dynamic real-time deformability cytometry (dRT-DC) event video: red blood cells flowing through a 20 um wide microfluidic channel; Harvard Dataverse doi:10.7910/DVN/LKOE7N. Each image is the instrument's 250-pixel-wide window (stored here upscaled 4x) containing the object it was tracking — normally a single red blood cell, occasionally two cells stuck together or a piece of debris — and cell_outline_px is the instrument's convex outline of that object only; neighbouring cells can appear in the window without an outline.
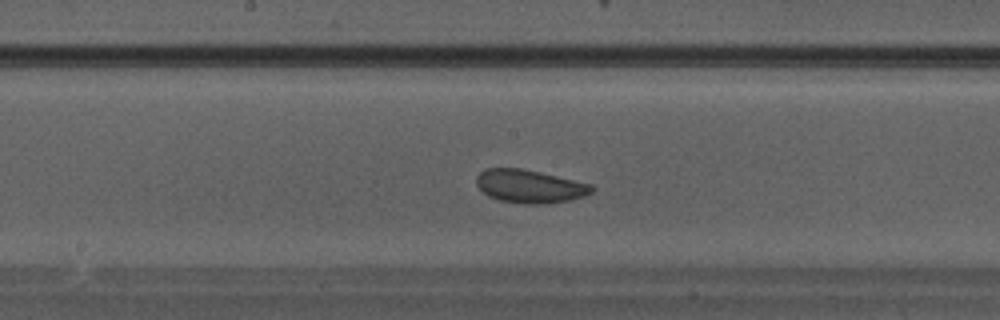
{"species": "Egyptian fruit bat (a non-hibernating species)", "species_latin": "Rousettus aegyptiacus", "temperature_condition": "warm", "stored_images_in_passage": 31, "camera_frame_rate_fps": 3000, "um_per_image_px": 0.085, "animal": {"sex": "male"}, "frame": {"image": 1, "passage_image": 14, "time_ms": 4.333, "image_size_px": [1000, 320], "cell_outline_px": [[596, 188], [592, 192], [584, 196], [572, 200], [544, 204], [524, 204], [500, 200], [488, 196], [476, 184], [476, 176], [480, 172], [488, 168], [520, 168], [540, 172], [592, 184]], "centroid_in_image_um": [45.05, 15.84], "position_along_channel_um": 203.1, "area_um2": 22.37}}
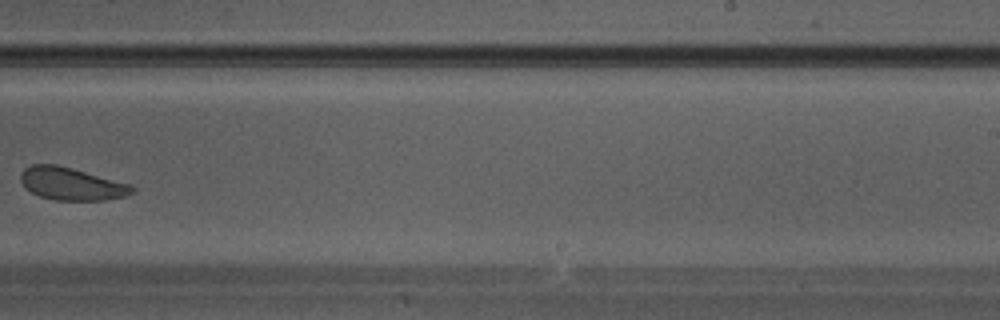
{"frame": {"image": 2, "passage_image": 18, "time_ms": 5.667, "image_size_px": [1000, 320], "cell_outline_px": [[136, 192], [124, 196], [104, 200], [52, 200], [40, 196], [24, 188], [20, 180], [20, 172], [24, 168], [32, 164], [56, 164], [72, 168], [128, 184], [136, 188]], "centroid_in_image_um": [6.02, 15.62], "position_along_channel_um": 283.0, "area_um2": 21.15}}